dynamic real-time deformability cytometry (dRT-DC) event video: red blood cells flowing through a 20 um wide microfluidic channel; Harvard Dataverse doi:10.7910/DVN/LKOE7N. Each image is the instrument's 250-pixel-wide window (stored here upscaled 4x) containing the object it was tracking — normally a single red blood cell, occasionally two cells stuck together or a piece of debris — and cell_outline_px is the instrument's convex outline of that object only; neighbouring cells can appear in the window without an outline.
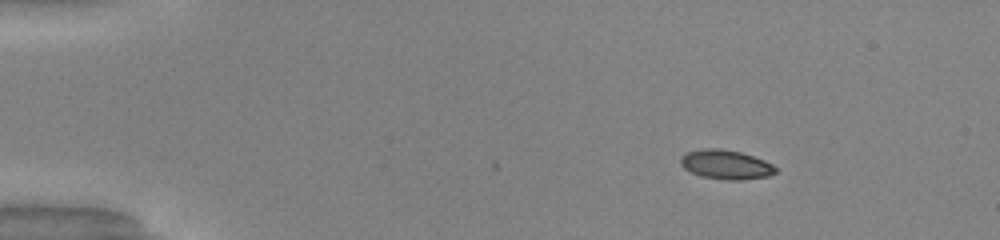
{"species": "common noctule bat (a hibernating species)", "species_latin": "Nyctalus noctula", "temperature_condition": "warm", "stored_images_in_passage": 44, "camera_frame_rate_fps": 3000, "um_per_image_px": 0.085, "animal": {"sex": "male", "body_mass_g": 20.0, "forearm_length_mm": 53.3}, "frame": {"image": 1, "passage_image": 1, "time_ms": 0.0, "image_size_px": [1000, 240], "cell_outline_px": [[776, 172], [768, 176], [744, 180], [724, 180], [700, 176], [684, 168], [680, 164], [680, 156], [688, 152], [704, 148], [720, 148], [740, 152], [764, 160], [772, 164], [776, 168]], "centroid_in_image_um": [61.69, 13.99], "position_along_channel_um": 23.3, "area_um2": 16.24}}
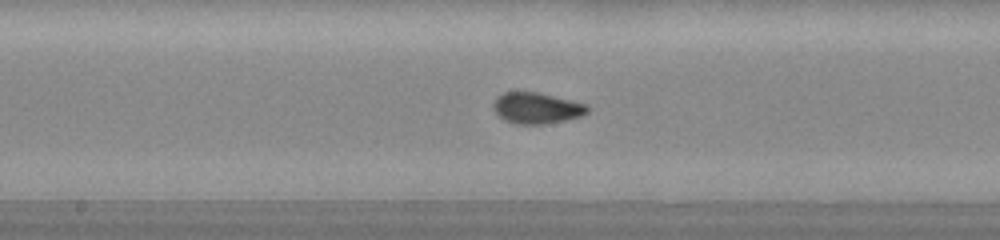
{"frame": {"image": 2, "passage_image": 21, "time_ms": 6.667, "image_size_px": [1000, 240], "cell_outline_px": [[588, 112], [584, 116], [544, 124], [516, 124], [504, 120], [492, 108], [492, 104], [496, 96], [504, 92], [540, 92], [588, 104]], "centroid_in_image_um": [45.62, 9.18], "position_along_channel_um": 202.6, "area_um2": 17.28}}
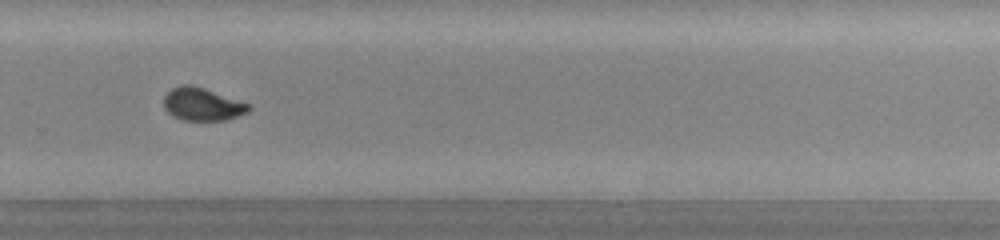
{"frame": {"image": 3, "passage_image": 29, "time_ms": 9.333, "image_size_px": [1000, 240], "cell_outline_px": [[252, 108], [248, 112], [224, 120], [180, 120], [172, 116], [164, 108], [164, 96], [172, 88], [180, 84], [192, 84], [204, 88], [248, 104]], "centroid_in_image_um": [17.14, 8.86], "position_along_channel_um": 312.7, "area_um2": 16.13}, "authors_computed_cell_mechanics": {"area_um2": 16.3574, "velocity_mm_per_s": 4.1395, "shape_relaxation_time_tau1_ms": 6.7843, "shape_relaxation_time_tau2_ms": null, "deformation_change_tau1": 0.1852, "deformation_change_tau2": null}}